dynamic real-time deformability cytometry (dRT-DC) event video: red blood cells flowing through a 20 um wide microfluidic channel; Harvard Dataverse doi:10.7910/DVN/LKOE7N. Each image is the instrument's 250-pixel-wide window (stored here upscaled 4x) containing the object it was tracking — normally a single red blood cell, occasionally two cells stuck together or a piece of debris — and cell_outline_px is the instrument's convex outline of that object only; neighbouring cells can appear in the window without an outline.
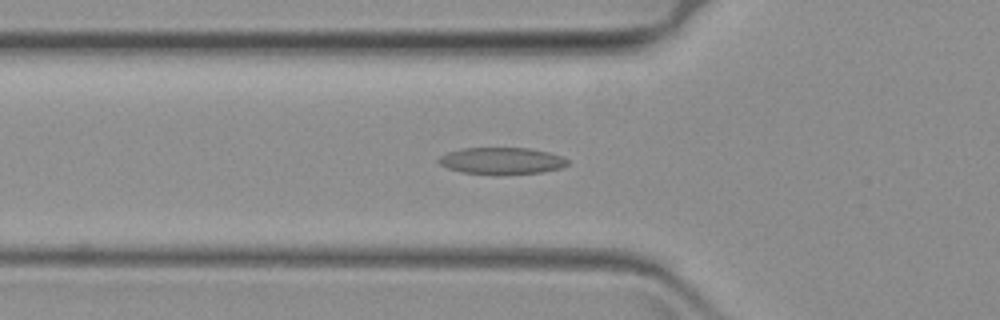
{"species": "common noctule bat (a hibernating species)", "species_latin": "Nyctalus noctula", "temperature_condition": "warm", "stored_images_in_passage": 54, "camera_frame_rate_fps": 3000, "um_per_image_px": 0.085, "animal": {"sex": "female", "body_mass_g": 19.3, "forearm_length_mm": 54.1}, "frame": {"image": 1, "passage_image": 21, "time_ms": 6.667, "image_size_px": [1000, 320], "cell_outline_px": [[568, 164], [560, 168], [544, 172], [496, 176], [460, 172], [448, 168], [440, 164], [436, 160], [440, 156], [448, 152], [464, 148], [528, 148], [548, 152], [560, 156], [568, 160]], "centroid_in_image_um": [42.61, 13.7], "position_along_channel_um": 83.2, "area_um2": 20.46}}
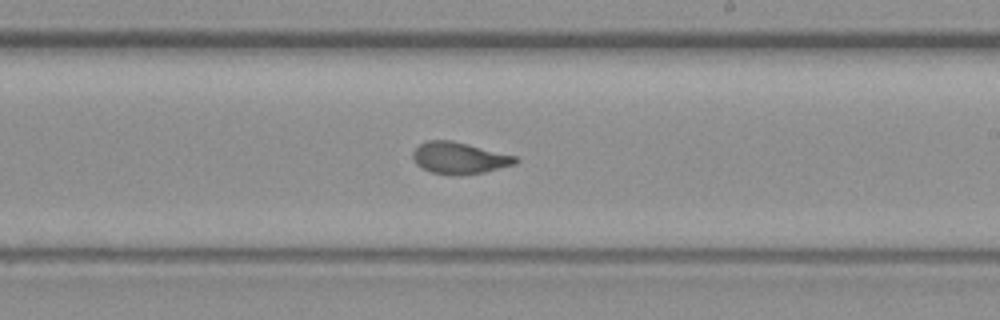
{"frame": {"image": 2, "passage_image": 36, "time_ms": 11.667, "image_size_px": [1000, 320], "cell_outline_px": [[520, 160], [516, 164], [484, 172], [460, 176], [452, 176], [432, 172], [416, 164], [412, 156], [412, 152], [420, 144], [428, 140], [452, 140], [516, 156]], "centroid_in_image_um": [39.05, 13.44], "position_along_channel_um": 249.9, "area_um2": 19.02}}
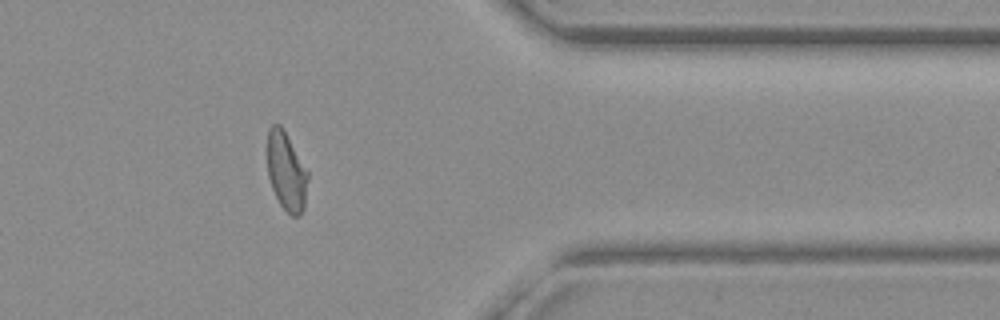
{"frame": {"image": 3, "passage_image": 50, "time_ms": 16.333, "image_size_px": [1000, 320], "cell_outline_px": [[308, 180], [304, 208], [300, 216], [292, 216], [280, 204], [272, 188], [268, 176], [268, 128], [272, 124], [280, 124], [284, 128], [308, 172]], "centroid_in_image_um": [24.35, 14.55], "position_along_channel_um": 387.1, "area_um2": 18.55}}